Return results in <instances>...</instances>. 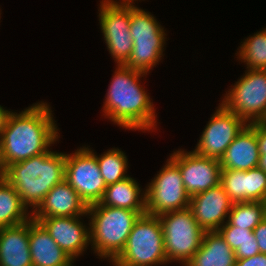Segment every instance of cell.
<instances>
[{"instance_id":"obj_5","label":"cell","mask_w":266,"mask_h":266,"mask_svg":"<svg viewBox=\"0 0 266 266\" xmlns=\"http://www.w3.org/2000/svg\"><path fill=\"white\" fill-rule=\"evenodd\" d=\"M168 263L158 216L142 214L135 221L123 251L113 266H159Z\"/></svg>"},{"instance_id":"obj_24","label":"cell","mask_w":266,"mask_h":266,"mask_svg":"<svg viewBox=\"0 0 266 266\" xmlns=\"http://www.w3.org/2000/svg\"><path fill=\"white\" fill-rule=\"evenodd\" d=\"M89 147L87 148L97 157L101 176L107 186L129 177L126 175L129 167L128 158L121 149L112 148L101 155H97Z\"/></svg>"},{"instance_id":"obj_16","label":"cell","mask_w":266,"mask_h":266,"mask_svg":"<svg viewBox=\"0 0 266 266\" xmlns=\"http://www.w3.org/2000/svg\"><path fill=\"white\" fill-rule=\"evenodd\" d=\"M87 212L86 203L64 180L47 193L32 212V218L88 216Z\"/></svg>"},{"instance_id":"obj_7","label":"cell","mask_w":266,"mask_h":266,"mask_svg":"<svg viewBox=\"0 0 266 266\" xmlns=\"http://www.w3.org/2000/svg\"><path fill=\"white\" fill-rule=\"evenodd\" d=\"M158 218L168 264L178 262L184 266L200 248L205 231L189 208L167 212Z\"/></svg>"},{"instance_id":"obj_29","label":"cell","mask_w":266,"mask_h":266,"mask_svg":"<svg viewBox=\"0 0 266 266\" xmlns=\"http://www.w3.org/2000/svg\"><path fill=\"white\" fill-rule=\"evenodd\" d=\"M256 138L259 145V165L258 167L266 172V124L256 123Z\"/></svg>"},{"instance_id":"obj_30","label":"cell","mask_w":266,"mask_h":266,"mask_svg":"<svg viewBox=\"0 0 266 266\" xmlns=\"http://www.w3.org/2000/svg\"><path fill=\"white\" fill-rule=\"evenodd\" d=\"M236 259L250 258L260 253L257 241H246L234 251Z\"/></svg>"},{"instance_id":"obj_26","label":"cell","mask_w":266,"mask_h":266,"mask_svg":"<svg viewBox=\"0 0 266 266\" xmlns=\"http://www.w3.org/2000/svg\"><path fill=\"white\" fill-rule=\"evenodd\" d=\"M220 184L233 203L247 202L246 171L221 169Z\"/></svg>"},{"instance_id":"obj_14","label":"cell","mask_w":266,"mask_h":266,"mask_svg":"<svg viewBox=\"0 0 266 266\" xmlns=\"http://www.w3.org/2000/svg\"><path fill=\"white\" fill-rule=\"evenodd\" d=\"M81 217L83 216L33 219L44 227L62 250L76 260L90 245L89 226L83 224Z\"/></svg>"},{"instance_id":"obj_12","label":"cell","mask_w":266,"mask_h":266,"mask_svg":"<svg viewBox=\"0 0 266 266\" xmlns=\"http://www.w3.org/2000/svg\"><path fill=\"white\" fill-rule=\"evenodd\" d=\"M211 116L193 151L200 156L220 160L247 123L221 103Z\"/></svg>"},{"instance_id":"obj_31","label":"cell","mask_w":266,"mask_h":266,"mask_svg":"<svg viewBox=\"0 0 266 266\" xmlns=\"http://www.w3.org/2000/svg\"><path fill=\"white\" fill-rule=\"evenodd\" d=\"M260 253L266 254V218L253 230Z\"/></svg>"},{"instance_id":"obj_9","label":"cell","mask_w":266,"mask_h":266,"mask_svg":"<svg viewBox=\"0 0 266 266\" xmlns=\"http://www.w3.org/2000/svg\"><path fill=\"white\" fill-rule=\"evenodd\" d=\"M145 191L149 215L159 216L189 208L190 196L185 191L180 169L170 158Z\"/></svg>"},{"instance_id":"obj_4","label":"cell","mask_w":266,"mask_h":266,"mask_svg":"<svg viewBox=\"0 0 266 266\" xmlns=\"http://www.w3.org/2000/svg\"><path fill=\"white\" fill-rule=\"evenodd\" d=\"M146 211L102 205L88 206L90 244L101 259L113 262L123 251L135 221Z\"/></svg>"},{"instance_id":"obj_6","label":"cell","mask_w":266,"mask_h":266,"mask_svg":"<svg viewBox=\"0 0 266 266\" xmlns=\"http://www.w3.org/2000/svg\"><path fill=\"white\" fill-rule=\"evenodd\" d=\"M129 29L133 48L124 65L149 74L164 56L166 32L153 14L137 6H131Z\"/></svg>"},{"instance_id":"obj_34","label":"cell","mask_w":266,"mask_h":266,"mask_svg":"<svg viewBox=\"0 0 266 266\" xmlns=\"http://www.w3.org/2000/svg\"><path fill=\"white\" fill-rule=\"evenodd\" d=\"M6 111L7 110L3 108V106L0 105V128L2 126V122H3Z\"/></svg>"},{"instance_id":"obj_15","label":"cell","mask_w":266,"mask_h":266,"mask_svg":"<svg viewBox=\"0 0 266 266\" xmlns=\"http://www.w3.org/2000/svg\"><path fill=\"white\" fill-rule=\"evenodd\" d=\"M233 202L219 183L190 197L189 209L205 231H217L228 219Z\"/></svg>"},{"instance_id":"obj_32","label":"cell","mask_w":266,"mask_h":266,"mask_svg":"<svg viewBox=\"0 0 266 266\" xmlns=\"http://www.w3.org/2000/svg\"><path fill=\"white\" fill-rule=\"evenodd\" d=\"M235 266H266V254L259 253L250 258L237 259Z\"/></svg>"},{"instance_id":"obj_21","label":"cell","mask_w":266,"mask_h":266,"mask_svg":"<svg viewBox=\"0 0 266 266\" xmlns=\"http://www.w3.org/2000/svg\"><path fill=\"white\" fill-rule=\"evenodd\" d=\"M136 181L135 178L129 176L108 185L100 203L132 211H146V191H143Z\"/></svg>"},{"instance_id":"obj_11","label":"cell","mask_w":266,"mask_h":266,"mask_svg":"<svg viewBox=\"0 0 266 266\" xmlns=\"http://www.w3.org/2000/svg\"><path fill=\"white\" fill-rule=\"evenodd\" d=\"M99 23L106 47L117 64H125L132 53L130 34L131 6L102 4L99 7Z\"/></svg>"},{"instance_id":"obj_23","label":"cell","mask_w":266,"mask_h":266,"mask_svg":"<svg viewBox=\"0 0 266 266\" xmlns=\"http://www.w3.org/2000/svg\"><path fill=\"white\" fill-rule=\"evenodd\" d=\"M266 218V202L233 203L227 222L223 226H236L254 230Z\"/></svg>"},{"instance_id":"obj_3","label":"cell","mask_w":266,"mask_h":266,"mask_svg":"<svg viewBox=\"0 0 266 266\" xmlns=\"http://www.w3.org/2000/svg\"><path fill=\"white\" fill-rule=\"evenodd\" d=\"M66 153L49 149L46 153L8 165L1 176L20 195L23 203L32 212L47 193L65 180Z\"/></svg>"},{"instance_id":"obj_10","label":"cell","mask_w":266,"mask_h":266,"mask_svg":"<svg viewBox=\"0 0 266 266\" xmlns=\"http://www.w3.org/2000/svg\"><path fill=\"white\" fill-rule=\"evenodd\" d=\"M65 181L87 206L99 203L107 187L101 176L97 157L86 146L66 154Z\"/></svg>"},{"instance_id":"obj_19","label":"cell","mask_w":266,"mask_h":266,"mask_svg":"<svg viewBox=\"0 0 266 266\" xmlns=\"http://www.w3.org/2000/svg\"><path fill=\"white\" fill-rule=\"evenodd\" d=\"M0 266H32L29 220L0 228Z\"/></svg>"},{"instance_id":"obj_8","label":"cell","mask_w":266,"mask_h":266,"mask_svg":"<svg viewBox=\"0 0 266 266\" xmlns=\"http://www.w3.org/2000/svg\"><path fill=\"white\" fill-rule=\"evenodd\" d=\"M221 104L247 124L266 120V70L247 69L226 91Z\"/></svg>"},{"instance_id":"obj_13","label":"cell","mask_w":266,"mask_h":266,"mask_svg":"<svg viewBox=\"0 0 266 266\" xmlns=\"http://www.w3.org/2000/svg\"><path fill=\"white\" fill-rule=\"evenodd\" d=\"M180 169L185 191L193 195L220 183V160L178 149L169 157Z\"/></svg>"},{"instance_id":"obj_17","label":"cell","mask_w":266,"mask_h":266,"mask_svg":"<svg viewBox=\"0 0 266 266\" xmlns=\"http://www.w3.org/2000/svg\"><path fill=\"white\" fill-rule=\"evenodd\" d=\"M260 159L256 123L247 124L220 159L221 169L247 171L258 167Z\"/></svg>"},{"instance_id":"obj_1","label":"cell","mask_w":266,"mask_h":266,"mask_svg":"<svg viewBox=\"0 0 266 266\" xmlns=\"http://www.w3.org/2000/svg\"><path fill=\"white\" fill-rule=\"evenodd\" d=\"M51 106L37 102L17 113L7 110L0 128V170L46 153L60 138Z\"/></svg>"},{"instance_id":"obj_33","label":"cell","mask_w":266,"mask_h":266,"mask_svg":"<svg viewBox=\"0 0 266 266\" xmlns=\"http://www.w3.org/2000/svg\"><path fill=\"white\" fill-rule=\"evenodd\" d=\"M137 0H119L118 2L115 0H102L100 3L102 4H112V5H124V6H135V2Z\"/></svg>"},{"instance_id":"obj_2","label":"cell","mask_w":266,"mask_h":266,"mask_svg":"<svg viewBox=\"0 0 266 266\" xmlns=\"http://www.w3.org/2000/svg\"><path fill=\"white\" fill-rule=\"evenodd\" d=\"M116 65L104 100L103 115L125 130H154L158 116L140 80L148 74L124 64Z\"/></svg>"},{"instance_id":"obj_22","label":"cell","mask_w":266,"mask_h":266,"mask_svg":"<svg viewBox=\"0 0 266 266\" xmlns=\"http://www.w3.org/2000/svg\"><path fill=\"white\" fill-rule=\"evenodd\" d=\"M32 219L16 189L0 177V228L16 226Z\"/></svg>"},{"instance_id":"obj_18","label":"cell","mask_w":266,"mask_h":266,"mask_svg":"<svg viewBox=\"0 0 266 266\" xmlns=\"http://www.w3.org/2000/svg\"><path fill=\"white\" fill-rule=\"evenodd\" d=\"M29 248L32 266H74V260L33 218L29 220Z\"/></svg>"},{"instance_id":"obj_20","label":"cell","mask_w":266,"mask_h":266,"mask_svg":"<svg viewBox=\"0 0 266 266\" xmlns=\"http://www.w3.org/2000/svg\"><path fill=\"white\" fill-rule=\"evenodd\" d=\"M235 252L218 231L205 232L198 251L184 266H235Z\"/></svg>"},{"instance_id":"obj_27","label":"cell","mask_w":266,"mask_h":266,"mask_svg":"<svg viewBox=\"0 0 266 266\" xmlns=\"http://www.w3.org/2000/svg\"><path fill=\"white\" fill-rule=\"evenodd\" d=\"M247 177V202H266V172L259 168L246 171Z\"/></svg>"},{"instance_id":"obj_25","label":"cell","mask_w":266,"mask_h":266,"mask_svg":"<svg viewBox=\"0 0 266 266\" xmlns=\"http://www.w3.org/2000/svg\"><path fill=\"white\" fill-rule=\"evenodd\" d=\"M241 43L236 54L246 64V69L266 70V28Z\"/></svg>"},{"instance_id":"obj_28","label":"cell","mask_w":266,"mask_h":266,"mask_svg":"<svg viewBox=\"0 0 266 266\" xmlns=\"http://www.w3.org/2000/svg\"><path fill=\"white\" fill-rule=\"evenodd\" d=\"M233 251L246 241H256L253 230L236 226H221L217 230Z\"/></svg>"}]
</instances>
